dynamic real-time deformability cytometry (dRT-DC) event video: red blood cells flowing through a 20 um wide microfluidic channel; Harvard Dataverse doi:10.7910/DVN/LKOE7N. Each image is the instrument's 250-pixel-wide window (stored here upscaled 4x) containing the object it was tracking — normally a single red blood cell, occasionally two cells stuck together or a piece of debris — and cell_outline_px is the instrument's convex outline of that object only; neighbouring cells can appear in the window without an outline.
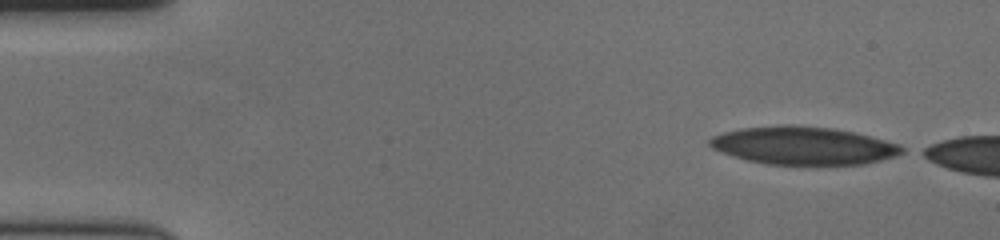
{"species": "human", "species_latin": "Homo sapiens", "temperature_condition": "cold", "stored_images_in_passage": 7, "camera_frame_rate_fps": 3000, "um_per_image_px": 0.085, "donor": {"sex": "female"}, "frame": {"image": 1, "passage_image": 1, "time_ms": 0.0, "image_size_px": [1000, 240], "cell_outline_px": [[904, 152], [892, 156], [860, 164], [768, 164], [748, 160], [712, 148], [708, 144], [708, 140], [712, 136], [724, 132], [744, 128], [788, 124], [832, 128], [852, 132], [868, 136], [896, 144], [904, 148]], "centroid_in_image_um": [68.22, 12.36], "position_along_channel_um": 16.8, "area_um2": 41.5}}